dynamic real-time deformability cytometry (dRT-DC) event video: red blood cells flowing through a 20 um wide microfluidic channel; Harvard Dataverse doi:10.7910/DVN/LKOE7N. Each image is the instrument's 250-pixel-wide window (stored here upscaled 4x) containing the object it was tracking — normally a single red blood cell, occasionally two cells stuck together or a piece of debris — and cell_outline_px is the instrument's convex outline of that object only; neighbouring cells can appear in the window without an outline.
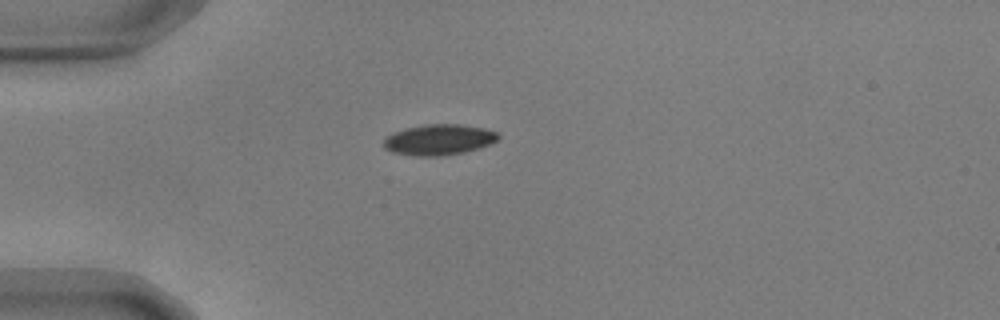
{"species": "common noctule bat (a hibernating species)", "species_latin": "Nyctalus noctula", "temperature_condition": "warm", "stored_images_in_passage": 41, "camera_frame_rate_fps": 3000, "um_per_image_px": 0.085, "animal": {"sex": "male", "body_mass_g": 17.9, "forearm_length_mm": 54.2}, "frame": {"image": 1, "passage_image": 1, "time_ms": 0.0, "image_size_px": [1000, 320], "cell_outline_px": [[500, 136], [496, 140], [488, 144], [464, 152], [440, 156], [416, 156], [392, 152], [384, 148], [384, 140], [388, 136], [396, 132], [408, 128], [428, 124], [460, 124], [484, 128], [496, 132]], "centroid_in_image_um": [37.3, 11.88], "position_along_channel_um": 47.7, "area_um2": 20.11}}
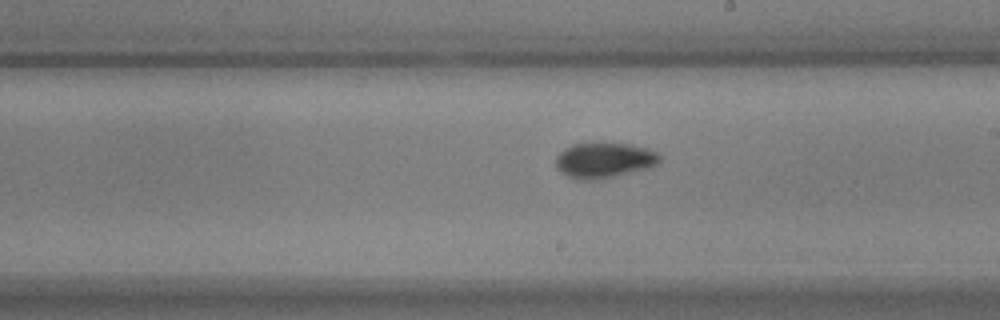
{"frame": {"image": 2, "passage_image": 18, "time_ms": 5.667, "image_size_px": [1000, 320], "cell_outline_px": [[660, 160], [652, 168], [596, 180], [580, 180], [568, 176], [560, 172], [556, 168], [556, 156], [564, 148], [572, 144], [592, 140], [632, 144], [648, 148], [656, 152], [660, 156]], "centroid_in_image_um": [51.34, 13.58], "position_along_channel_um": 237.7, "area_um2": 22.31}}
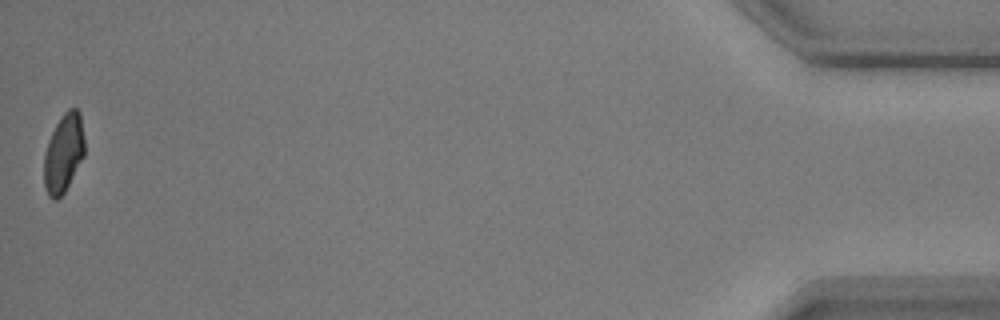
{"frame": {"image": 3, "passage_image": 41, "time_ms": 13.333, "image_size_px": [1000, 320], "cell_outline_px": [[84, 156], [64, 192], [56, 200], [52, 200], [48, 196], [44, 188], [44, 156], [48, 140], [56, 124], [64, 112], [68, 108], [76, 108], [80, 112], [84, 140]], "centroid_in_image_um": [5.39, 13.02], "position_along_channel_um": 429.8, "area_um2": 18.55}, "authors_computed_cell_mechanics": {"area_um2": 20.1722, "velocity_mm_per_s": 3.6628, "shape_relaxation_time_tau1_ms": 2.8202, "shape_relaxation_time_tau2_ms": null, "deformation_change_tau1": 0.1262, "deformation_change_tau2": null}}